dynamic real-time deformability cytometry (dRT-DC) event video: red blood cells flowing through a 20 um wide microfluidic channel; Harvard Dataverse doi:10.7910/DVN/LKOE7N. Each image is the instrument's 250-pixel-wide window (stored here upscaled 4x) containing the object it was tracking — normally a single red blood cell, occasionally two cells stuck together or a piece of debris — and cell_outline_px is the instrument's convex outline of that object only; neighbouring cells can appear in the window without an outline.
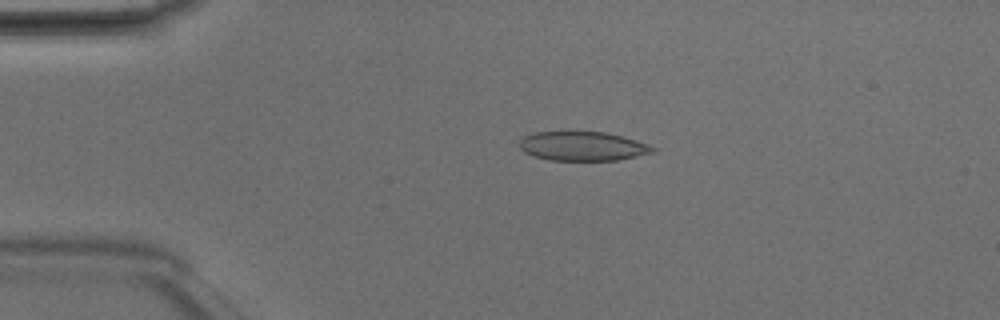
{"species": "Egyptian fruit bat (a non-hibernating species)", "species_latin": "Rousettus aegyptiacus", "temperature_condition": "room temperature", "stored_images_in_passage": 18, "camera_frame_rate_fps": 3000, "um_per_image_px": 0.085, "animal": {"sex": "male"}, "frame": {"image": 1, "passage_image": 10, "time_ms": 3.0, "image_size_px": [1000, 320], "cell_outline_px": [[656, 148], [652, 152], [636, 156], [616, 160], [548, 160], [532, 156], [524, 152], [520, 148], [520, 140], [524, 136], [536, 132], [604, 132], [620, 136], [648, 144]], "centroid_in_image_um": [49.47, 12.43], "position_along_channel_um": 35.5, "area_um2": 22.37}}
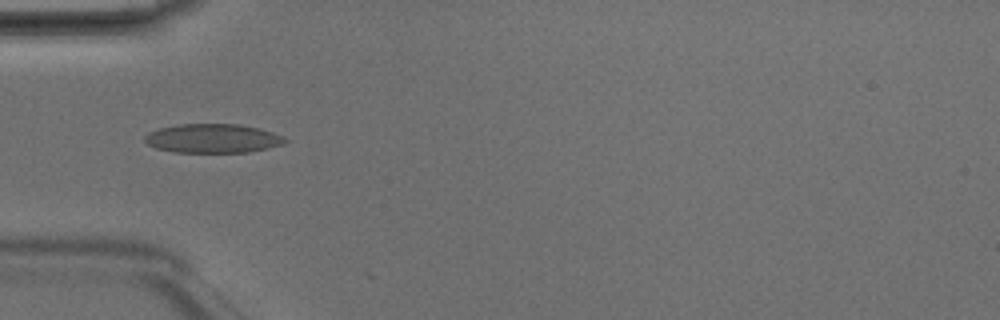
{"frame": {"image": 2, "passage_image": 15, "time_ms": 4.667, "image_size_px": [1000, 320], "cell_outline_px": [[288, 140], [284, 144], [268, 148], [248, 152], [172, 152], [156, 148], [148, 144], [144, 140], [144, 136], [148, 132], [160, 128], [180, 124], [236, 124], [256, 128], [272, 132], [284, 136]], "centroid_in_image_um": [18.08, 11.77], "position_along_channel_um": 66.9, "area_um2": 23.64}}